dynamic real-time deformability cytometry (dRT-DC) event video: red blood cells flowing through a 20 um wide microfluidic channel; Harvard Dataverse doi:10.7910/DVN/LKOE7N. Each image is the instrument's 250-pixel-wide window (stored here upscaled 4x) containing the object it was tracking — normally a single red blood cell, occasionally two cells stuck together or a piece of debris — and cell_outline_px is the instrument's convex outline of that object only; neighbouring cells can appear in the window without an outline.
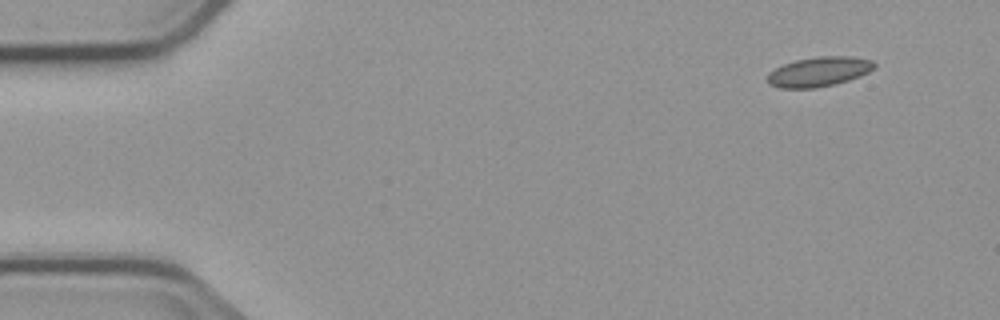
{"species": "common noctule bat (a hibernating species)", "species_latin": "Nyctalus noctula", "temperature_condition": "cold", "stored_images_in_passage": 4, "camera_frame_rate_fps": 3000, "um_per_image_px": 0.085, "animal": {"sex": "male", "body_mass_g": 23.1, "forearm_length_mm": 52.7}, "frame": {"image": 1, "passage_image": 1, "time_ms": 0.0, "image_size_px": [1000, 320], "cell_outline_px": [[876, 68], [860, 76], [848, 80], [816, 88], [780, 88], [768, 84], [768, 72], [784, 64], [796, 60], [820, 56], [852, 56], [872, 60], [876, 64]], "centroid_in_image_um": [69.62, 6.09], "position_along_channel_um": 15.4, "area_um2": 18.44}}
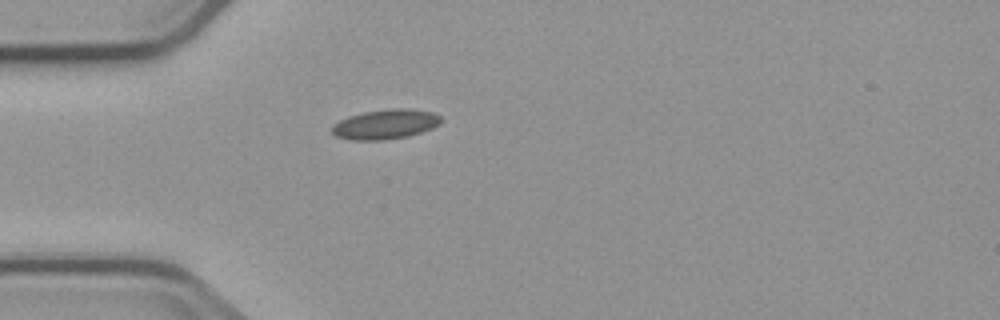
{"frame": {"image": 2, "passage_image": 4, "time_ms": 3.667, "image_size_px": [1000, 320], "cell_outline_px": [[440, 124], [432, 128], [408, 136], [380, 140], [352, 140], [336, 136], [332, 132], [332, 124], [348, 116], [364, 112], [392, 108], [412, 108], [432, 112], [440, 116]], "centroid_in_image_um": [32.75, 10.55], "position_along_channel_um": 52.3, "area_um2": 18.84}}